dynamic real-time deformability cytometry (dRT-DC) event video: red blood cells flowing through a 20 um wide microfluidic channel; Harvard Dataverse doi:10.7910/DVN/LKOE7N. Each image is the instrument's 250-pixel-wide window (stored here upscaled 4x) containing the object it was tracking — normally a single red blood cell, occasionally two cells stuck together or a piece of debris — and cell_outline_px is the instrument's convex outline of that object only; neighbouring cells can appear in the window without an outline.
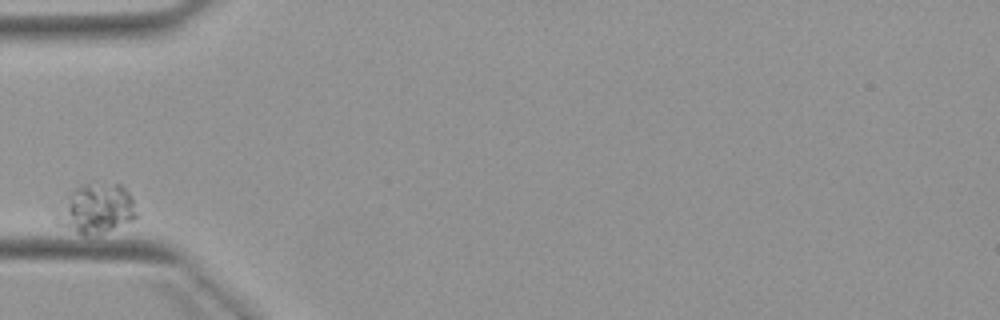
{"species": "Egyptian fruit bat (a non-hibernating species)", "species_latin": "Rousettus aegyptiacus", "temperature_condition": "warm", "stored_images_in_passage": 4, "camera_frame_rate_fps": 3000, "um_per_image_px": 0.085, "animal": {"sex": "female"}, "frame": {"image": 1, "passage_image": 1, "time_ms": 0.0, "image_size_px": [1000, 320], "cell_outline_px": [[136, 216], [132, 220], [112, 228], [100, 232], [84, 236], [56, 224], [56, 216], [72, 188], [80, 184], [120, 184], [132, 196], [136, 212]], "centroid_in_image_um": [8.16, 17.73], "position_along_channel_um": 76.8, "area_um2": 22.54}}
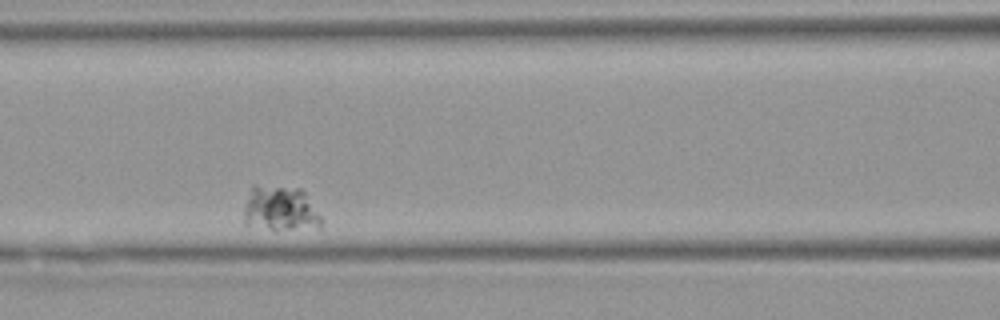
{"frame": {"image": 2, "passage_image": 3, "time_ms": 2.333, "image_size_px": [1000, 320], "cell_outline_px": [[324, 224], [320, 228], [268, 228], [244, 224], [244, 208], [252, 184], [256, 184], [300, 188], [304, 192], [324, 220]], "centroid_in_image_um": [23.84, 17.71], "position_along_channel_um": 142.8, "area_um2": 20.35}}